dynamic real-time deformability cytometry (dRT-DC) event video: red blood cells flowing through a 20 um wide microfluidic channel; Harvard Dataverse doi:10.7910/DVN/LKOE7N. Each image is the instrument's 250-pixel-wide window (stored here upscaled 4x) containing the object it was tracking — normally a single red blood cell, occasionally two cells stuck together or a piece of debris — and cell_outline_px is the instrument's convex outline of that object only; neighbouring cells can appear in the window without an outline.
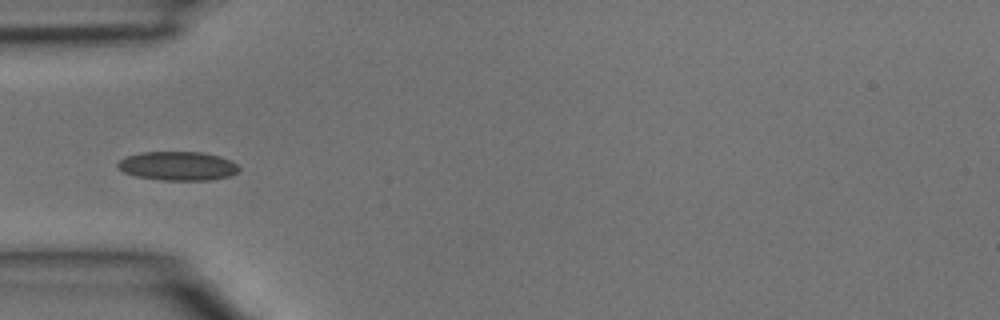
{"species": "common noctule bat (a hibernating species)", "species_latin": "Nyctalus noctula", "temperature_condition": "room temperature", "stored_images_in_passage": 4, "camera_frame_rate_fps": 3000, "um_per_image_px": 0.085, "animal": {"sex": "male", "body_mass_g": 15.6}, "frame": {"image": 1, "passage_image": 4, "time_ms": 1.0, "image_size_px": [1000, 320], "cell_outline_px": [[240, 168], [232, 176], [212, 180], [160, 180], [136, 176], [124, 172], [116, 168], [116, 164], [120, 160], [128, 156], [140, 152], [200, 152], [220, 156], [236, 164]], "centroid_in_image_um": [15.1, 14.11], "position_along_channel_um": 69.9, "area_um2": 20.46}}